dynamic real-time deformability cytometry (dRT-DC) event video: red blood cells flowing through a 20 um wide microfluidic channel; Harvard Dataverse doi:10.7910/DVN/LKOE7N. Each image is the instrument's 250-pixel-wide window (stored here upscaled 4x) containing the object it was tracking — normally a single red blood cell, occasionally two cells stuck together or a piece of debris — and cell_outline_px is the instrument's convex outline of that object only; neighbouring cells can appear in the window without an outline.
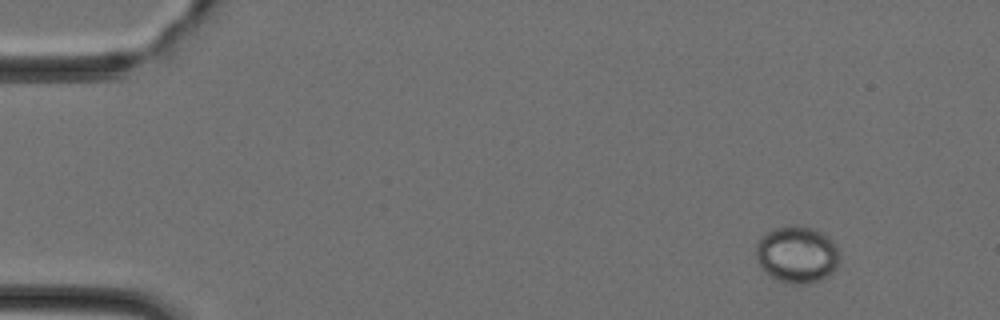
{"species": "Egyptian fruit bat (a non-hibernating species)", "species_latin": "Rousettus aegyptiacus", "temperature_condition": "cold", "stored_images_in_passage": 43, "camera_frame_rate_fps": 3000, "um_per_image_px": 0.085, "animal": {"sex": "female"}, "frame": {"image": 1, "passage_image": 2, "time_ms": 0.333, "image_size_px": [1000, 320], "cell_outline_px": [[836, 268], [832, 272], [816, 280], [800, 284], [792, 284], [780, 280], [772, 276], [760, 268], [756, 260], [756, 244], [760, 236], [772, 228], [812, 228], [828, 236], [836, 244]], "centroid_in_image_um": [67.67, 21.63], "position_along_channel_um": 17.3, "area_um2": 26.82}}
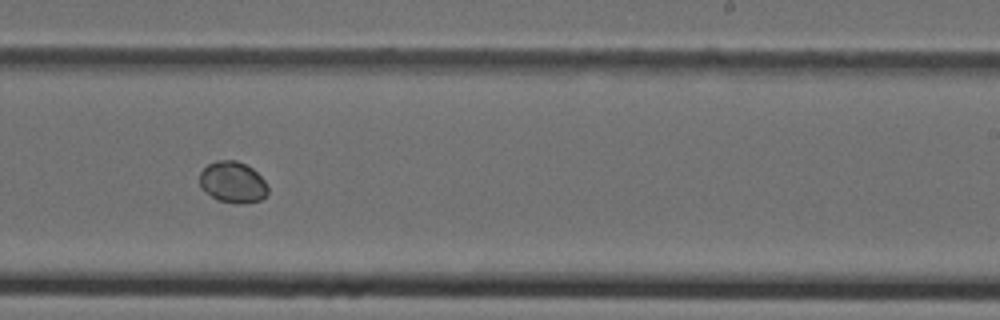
{"frame": {"image": 2, "passage_image": 26, "time_ms": 8.333, "image_size_px": [1000, 320], "cell_outline_px": [[268, 192], [260, 200], [244, 204], [220, 200], [204, 192], [200, 188], [200, 172], [208, 164], [216, 160], [236, 160], [252, 168], [264, 180], [268, 188]], "centroid_in_image_um": [19.77, 15.48], "position_along_channel_um": 269.2, "area_um2": 16.3}}
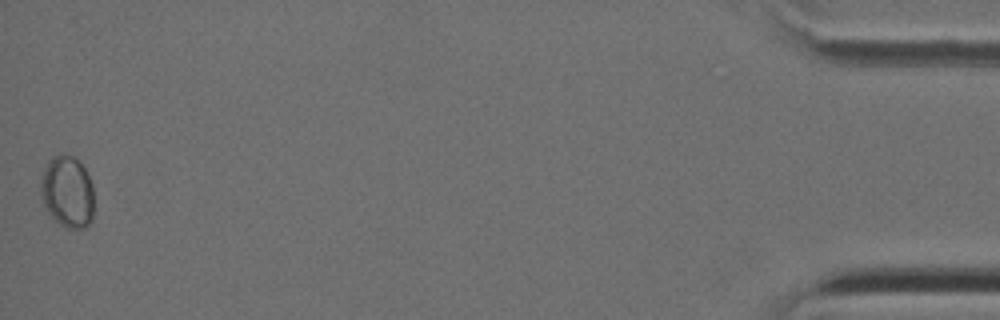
{"frame": {"image": 3, "passage_image": 43, "time_ms": 14.0, "image_size_px": [1000, 320], "cell_outline_px": [[92, 220], [84, 228], [68, 228], [60, 224], [48, 212], [44, 204], [40, 192], [40, 184], [44, 168], [48, 160], [52, 156], [60, 152], [64, 152], [72, 156], [84, 168], [92, 184]], "centroid_in_image_um": [5.7, 16.27], "position_along_channel_um": 429.5, "area_um2": 22.2}}